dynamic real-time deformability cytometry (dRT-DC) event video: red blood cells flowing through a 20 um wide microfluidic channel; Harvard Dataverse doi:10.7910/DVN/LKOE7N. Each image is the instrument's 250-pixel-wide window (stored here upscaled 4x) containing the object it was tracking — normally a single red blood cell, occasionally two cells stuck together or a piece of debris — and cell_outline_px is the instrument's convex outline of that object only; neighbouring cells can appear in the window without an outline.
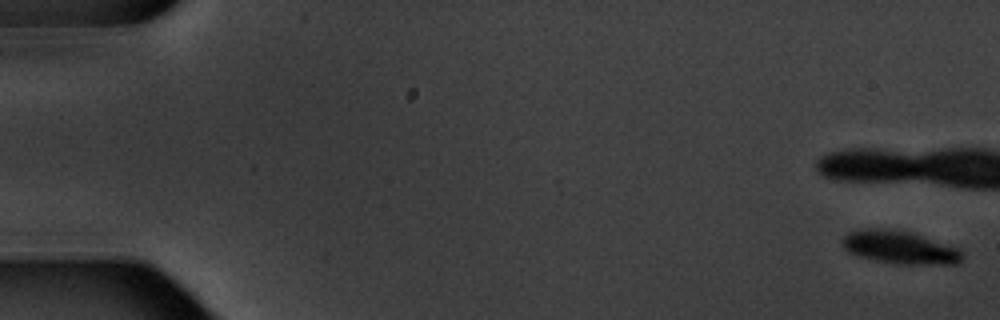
{"species": "common noctule bat (a hibernating species)", "species_latin": "Nyctalus noctula", "temperature_condition": "warm", "stored_images_in_passage": 6, "camera_frame_rate_fps": 3000, "um_per_image_px": 0.085, "animal": {"sex": "male", "body_mass_g": 20.1, "forearm_length_mm": 53.5}, "frame": {"image": 1, "passage_image": 1, "time_ms": 0.0, "image_size_px": [1000, 320], "cell_outline_px": [[964, 256], [956, 264], [896, 264], [872, 260], [856, 256], [848, 252], [840, 244], [840, 240], [848, 232], [860, 228], [880, 228], [908, 232], [960, 248]], "centroid_in_image_um": [76.41, 21.03], "position_along_channel_um": 8.6, "area_um2": 23.24}}